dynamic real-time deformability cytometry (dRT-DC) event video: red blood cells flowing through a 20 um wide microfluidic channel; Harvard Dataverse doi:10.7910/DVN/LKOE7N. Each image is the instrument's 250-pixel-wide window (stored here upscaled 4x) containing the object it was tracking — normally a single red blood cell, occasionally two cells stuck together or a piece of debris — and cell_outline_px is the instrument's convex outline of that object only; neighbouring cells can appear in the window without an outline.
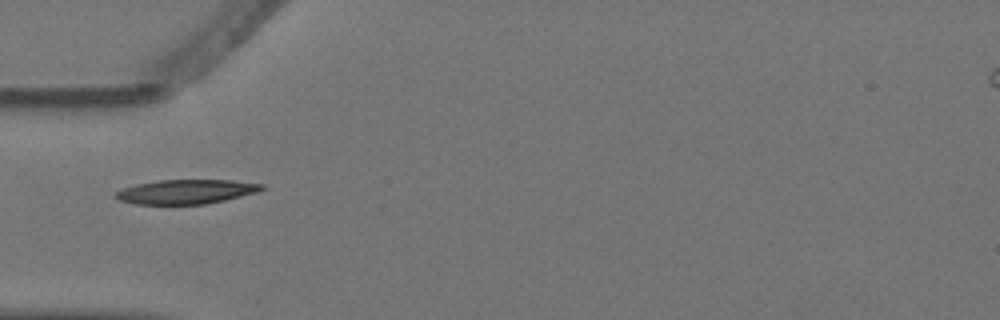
{"species": "Egyptian fruit bat (a non-hibernating species)", "species_latin": "Rousettus aegyptiacus", "temperature_condition": "warm", "stored_images_in_passage": 12, "camera_frame_rate_fps": 3000, "um_per_image_px": 0.085, "animal": {"sex": "female"}, "frame": {"image": 1, "passage_image": 2, "time_ms": 0.333, "image_size_px": [1000, 320], "cell_outline_px": [[268, 188], [256, 192], [208, 204], [132, 204], [120, 200], [112, 196], [116, 192], [124, 188], [136, 184], [160, 180], [232, 180], [264, 184]], "centroid_in_image_um": [15.83, 16.29], "position_along_channel_um": 69.2, "area_um2": 20.75}}
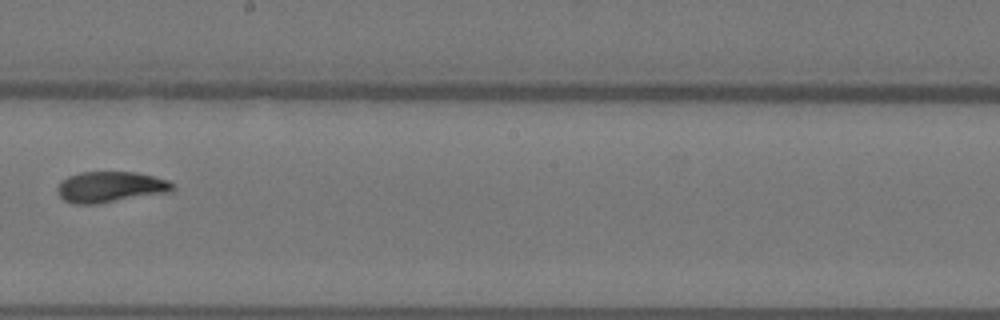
{"frame": {"image": 2, "passage_image": 6, "time_ms": 1.667, "image_size_px": [1000, 320], "cell_outline_px": [[176, 188], [172, 192], [96, 204], [72, 204], [64, 200], [56, 192], [56, 188], [60, 180], [68, 176], [80, 172], [136, 172], [168, 180], [176, 184]], "centroid_in_image_um": [9.39, 15.89], "position_along_channel_um": 238.8, "area_um2": 21.1}}
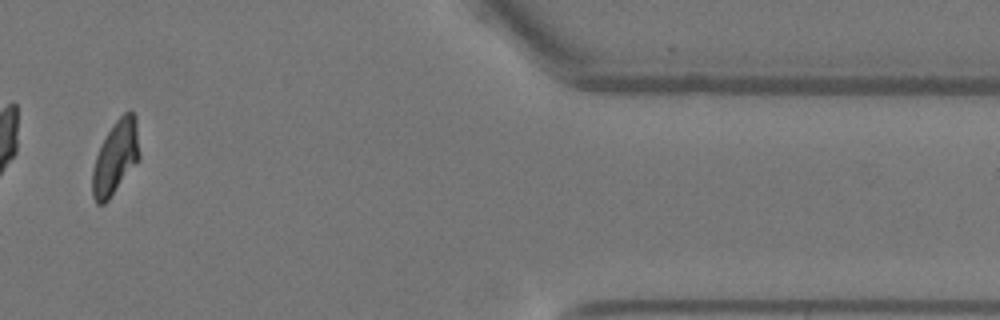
{"frame": {"image": 3, "passage_image": 10, "time_ms": 3.0, "image_size_px": [1000, 320], "cell_outline_px": [[140, 160], [108, 200], [104, 204], [96, 204], [92, 196], [92, 168], [96, 156], [112, 124], [128, 108], [136, 116], [140, 152]], "centroid_in_image_um": [9.84, 13.38], "position_along_channel_um": 401.6, "area_um2": 20.4}}